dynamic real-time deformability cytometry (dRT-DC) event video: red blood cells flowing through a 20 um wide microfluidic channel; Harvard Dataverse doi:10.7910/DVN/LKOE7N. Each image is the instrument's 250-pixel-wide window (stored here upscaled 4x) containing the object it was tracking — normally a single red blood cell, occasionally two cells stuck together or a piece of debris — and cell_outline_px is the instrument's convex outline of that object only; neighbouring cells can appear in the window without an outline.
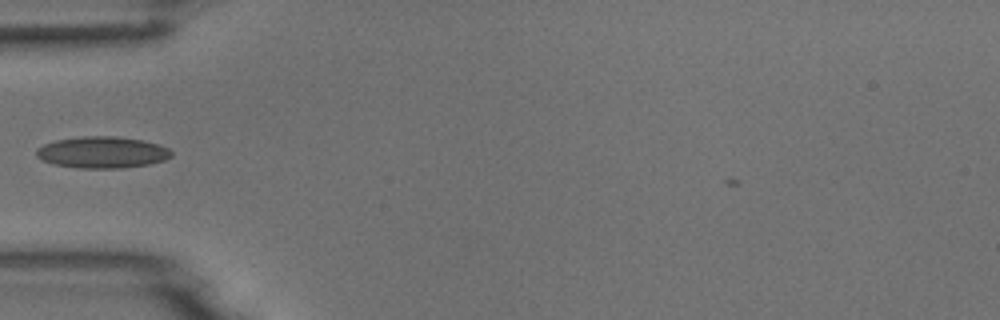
{"species": "common noctule bat (a hibernating species)", "species_latin": "Nyctalus noctula", "temperature_condition": "room temperature", "stored_images_in_passage": 35, "camera_frame_rate_fps": 3000, "um_per_image_px": 0.085, "animal": {"sex": "male", "body_mass_g": 18.8}, "frame": {"image": 1, "passage_image": 1, "time_ms": 0.0, "image_size_px": [1000, 320], "cell_outline_px": [[172, 156], [164, 160], [148, 164], [120, 168], [76, 168], [52, 164], [36, 156], [36, 148], [44, 144], [56, 140], [84, 136], [116, 136], [140, 140], [160, 144], [168, 148], [172, 152]], "centroid_in_image_um": [8.68, 12.95], "position_along_channel_um": 76.3, "area_um2": 24.8}}
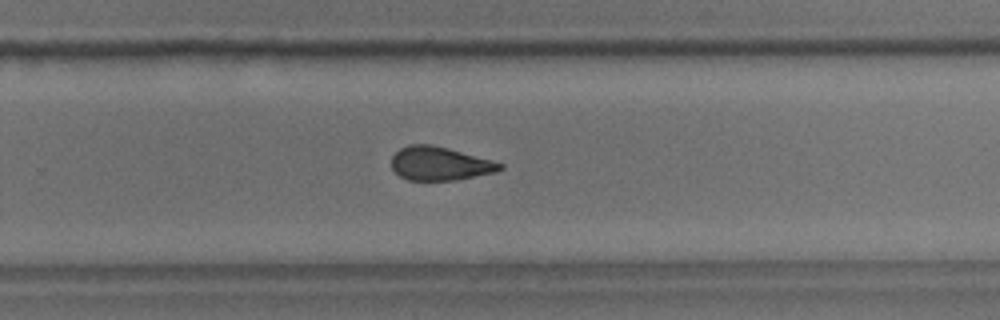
{"frame": {"image": 2, "passage_image": 18, "time_ms": 5.667, "image_size_px": [1000, 320], "cell_outline_px": [[504, 168], [496, 172], [456, 180], [408, 180], [400, 176], [392, 168], [392, 156], [400, 148], [408, 144], [432, 144], [448, 148], [492, 160], [504, 164]], "centroid_in_image_um": [37.39, 13.9], "position_along_channel_um": 292.4, "area_um2": 21.27}}
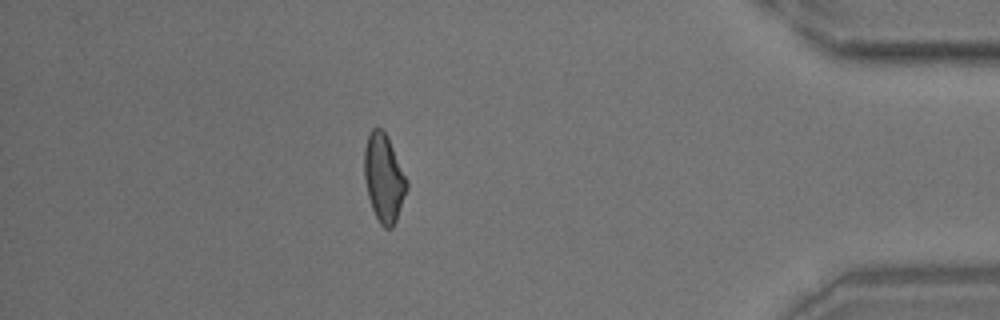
{"frame": {"image": 3, "passage_image": 30, "time_ms": 9.667, "image_size_px": [1000, 320], "cell_outline_px": [[408, 188], [396, 220], [392, 228], [384, 228], [380, 224], [372, 208], [368, 196], [364, 180], [364, 148], [368, 136], [372, 128], [380, 128], [384, 132], [408, 180]], "centroid_in_image_um": [32.62, 15.16], "position_along_channel_um": 402.6, "area_um2": 21.5}}